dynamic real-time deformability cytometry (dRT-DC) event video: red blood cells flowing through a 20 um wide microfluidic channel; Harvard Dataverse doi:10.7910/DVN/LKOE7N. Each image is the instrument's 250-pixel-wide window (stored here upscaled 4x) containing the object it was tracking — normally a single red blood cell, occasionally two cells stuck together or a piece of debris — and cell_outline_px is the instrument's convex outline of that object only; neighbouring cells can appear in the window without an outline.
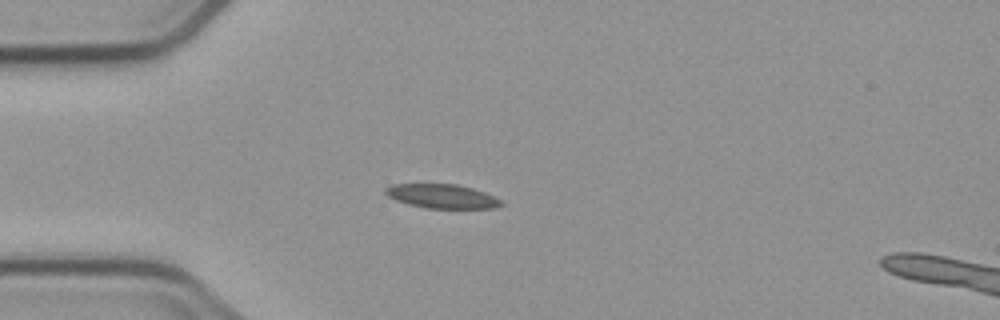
{"species": "common noctule bat (a hibernating species)", "species_latin": "Nyctalus noctula", "temperature_condition": "cold", "stored_images_in_passage": 3, "camera_frame_rate_fps": 3000, "um_per_image_px": 0.085, "animal": {"sex": "male", "body_mass_g": 23.1, "forearm_length_mm": 52.7}, "frame": {"image": 1, "passage_image": 3, "time_ms": 2.667, "image_size_px": [1000, 320], "cell_outline_px": [[504, 204], [496, 208], [424, 208], [408, 204], [396, 200], [388, 196], [384, 192], [384, 188], [392, 184], [456, 184], [472, 188], [484, 192], [500, 200]], "centroid_in_image_um": [37.54, 16.68], "position_along_channel_um": 47.5, "area_um2": 16.18}}